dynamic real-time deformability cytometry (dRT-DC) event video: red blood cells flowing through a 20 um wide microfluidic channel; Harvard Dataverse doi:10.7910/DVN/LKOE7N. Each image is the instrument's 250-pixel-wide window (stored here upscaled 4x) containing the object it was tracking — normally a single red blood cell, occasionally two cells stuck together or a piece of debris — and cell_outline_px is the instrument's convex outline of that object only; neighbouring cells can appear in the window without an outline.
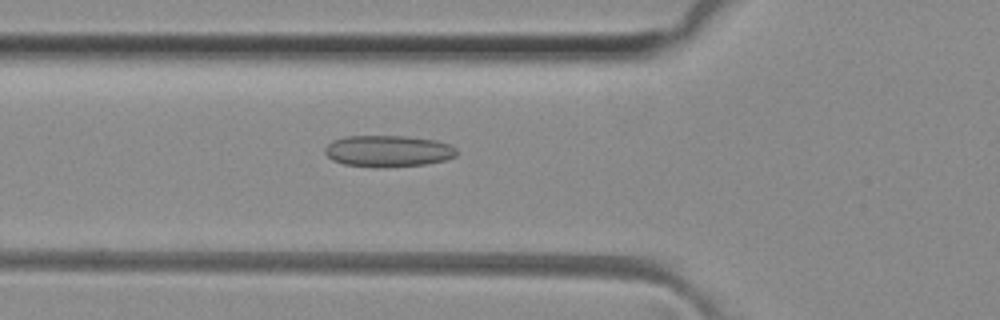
{"species": "common noctule bat (a hibernating species)", "species_latin": "Nyctalus noctula", "temperature_condition": "room temperature", "stored_images_in_passage": 40, "camera_frame_rate_fps": 3000, "um_per_image_px": 0.085, "animal": {"sex": "female", "body_mass_g": 29.2, "forearm_length_mm": 56.3}, "frame": {"image": 1, "passage_image": 8, "time_ms": 2.333, "image_size_px": [1000, 320], "cell_outline_px": [[456, 156], [444, 160], [424, 164], [380, 168], [376, 168], [344, 164], [332, 160], [324, 152], [324, 148], [332, 140], [344, 136], [408, 136], [436, 140], [448, 144], [456, 148]], "centroid_in_image_um": [32.95, 12.84], "position_along_channel_um": 92.8, "area_um2": 24.33}}
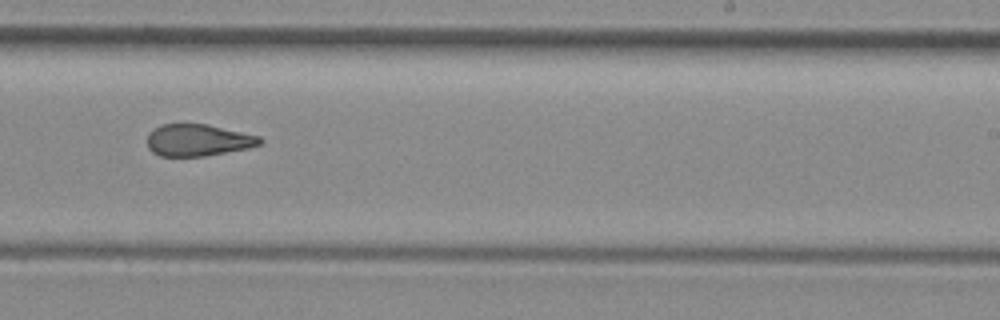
{"frame": {"image": 2, "passage_image": 21, "time_ms": 6.667, "image_size_px": [1000, 320], "cell_outline_px": [[264, 140], [260, 144], [248, 148], [204, 156], [160, 156], [152, 152], [148, 148], [148, 132], [160, 124], [208, 124], [260, 136]], "centroid_in_image_um": [16.82, 11.91], "position_along_channel_um": 272.2, "area_um2": 20.98}}
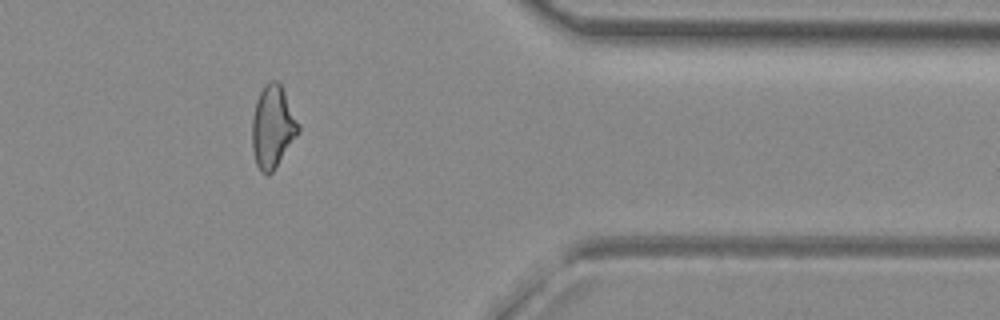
{"frame": {"image": 3, "passage_image": 31, "time_ms": 10.0, "image_size_px": [1000, 320], "cell_outline_px": [[300, 132], [272, 172], [268, 176], [260, 172], [256, 164], [252, 148], [252, 116], [256, 100], [264, 84], [272, 80], [276, 80], [280, 84], [300, 124]], "centroid_in_image_um": [23.17, 10.8], "position_along_channel_um": 388.2, "area_um2": 22.31}, "authors_computed_cell_mechanics": {"area_um2": 22.2819, "velocity_mm_per_s": 4.1354, "shape_relaxation_time_tau1_ms": null, "shape_relaxation_time_tau2_ms": 1.9836, "deformation_change_tau1": null, "deformation_change_tau2": 0.1004}}